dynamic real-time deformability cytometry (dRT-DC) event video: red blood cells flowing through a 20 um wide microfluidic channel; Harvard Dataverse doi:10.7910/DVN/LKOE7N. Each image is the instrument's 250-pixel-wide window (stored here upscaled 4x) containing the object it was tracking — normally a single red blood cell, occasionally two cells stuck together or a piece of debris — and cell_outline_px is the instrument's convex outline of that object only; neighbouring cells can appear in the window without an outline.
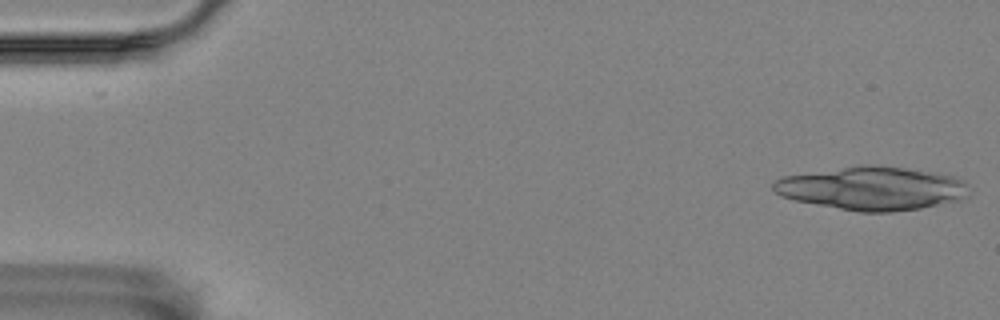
{"species": "Egyptian fruit bat (a non-hibernating species)", "species_latin": "Rousettus aegyptiacus", "temperature_condition": "room temperature", "stored_images_in_passage": 15, "camera_frame_rate_fps": 3000, "um_per_image_px": 0.085, "animal": {"sex": "female"}, "frame": {"image": 1, "passage_image": 3, "time_ms": 0.667, "image_size_px": [1000, 320], "cell_outline_px": [[940, 196], [936, 200], [928, 204], [912, 208], [844, 208], [804, 200], [788, 196], [796, 192]], "centroid_in_image_um": [73.61, 17.01], "position_along_channel_um": 11.4, "area_um2": 12.2}}